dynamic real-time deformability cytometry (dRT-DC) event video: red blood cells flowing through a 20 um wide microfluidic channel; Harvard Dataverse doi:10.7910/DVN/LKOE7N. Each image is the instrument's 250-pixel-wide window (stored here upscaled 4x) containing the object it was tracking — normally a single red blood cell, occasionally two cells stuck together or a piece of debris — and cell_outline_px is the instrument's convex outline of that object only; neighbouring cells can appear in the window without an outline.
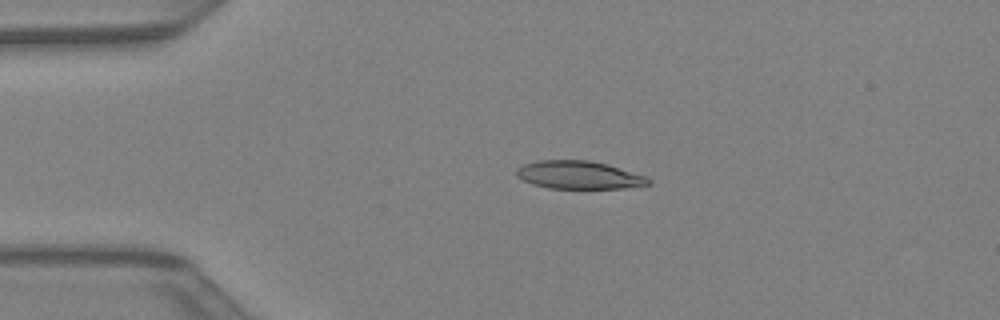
{"species": "Egyptian fruit bat (a non-hibernating species)", "species_latin": "Rousettus aegyptiacus", "temperature_condition": "warm", "stored_images_in_passage": 42, "camera_frame_rate_fps": 3000, "um_per_image_px": 0.085, "animal": {"sex": "female"}, "frame": {"image": 1, "passage_image": 9, "time_ms": 2.667, "image_size_px": [1000, 320], "cell_outline_px": [[652, 184], [624, 188], [548, 188], [532, 184], [516, 176], [516, 168], [524, 164], [536, 160], [588, 160], [608, 164], [644, 176], [652, 180]], "centroid_in_image_um": [49.19, 14.87], "position_along_channel_um": 35.8, "area_um2": 21.5}}
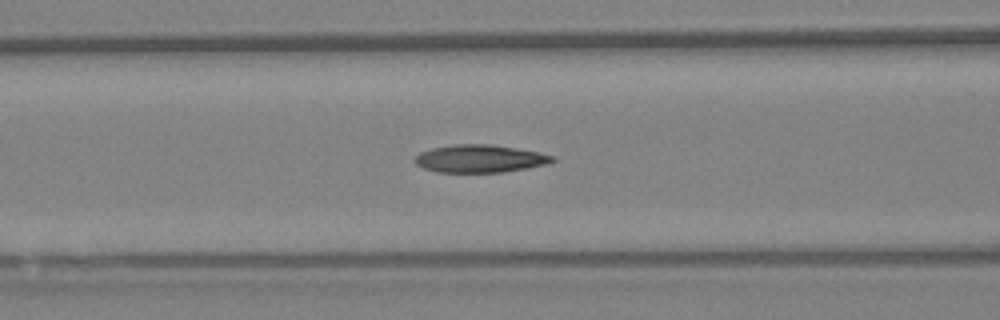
{"frame": {"image": 2, "passage_image": 17, "time_ms": 5.333, "image_size_px": [1000, 320], "cell_outline_px": [[556, 160], [544, 164], [528, 168], [500, 172], [440, 172], [424, 168], [416, 164], [416, 156], [420, 152], [432, 148], [452, 144], [488, 144], [516, 148], [556, 156]], "centroid_in_image_um": [40.79, 13.48], "position_along_channel_um": 125.8, "area_um2": 21.96}}
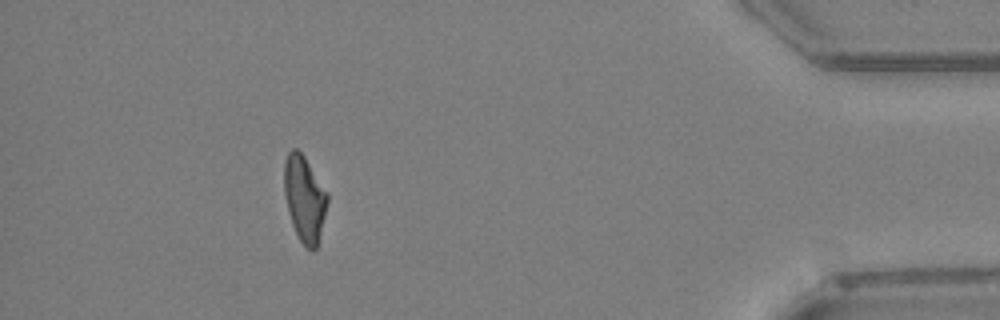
{"frame": {"image": 3, "passage_image": 38, "time_ms": 12.333, "image_size_px": [1000, 320], "cell_outline_px": [[328, 200], [316, 248], [312, 252], [300, 240], [292, 224], [288, 212], [284, 192], [284, 160], [288, 152], [292, 148], [296, 148], [304, 156], [328, 192]], "centroid_in_image_um": [25.87, 16.84], "position_along_channel_um": 409.3, "area_um2": 21.44}}